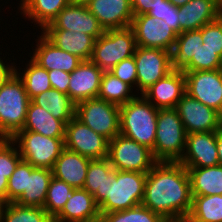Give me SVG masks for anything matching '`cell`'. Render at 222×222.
Instances as JSON below:
<instances>
[{
	"mask_svg": "<svg viewBox=\"0 0 222 222\" xmlns=\"http://www.w3.org/2000/svg\"><path fill=\"white\" fill-rule=\"evenodd\" d=\"M141 204L162 217L190 213L192 195L187 169L180 162L157 161L147 173Z\"/></svg>",
	"mask_w": 222,
	"mask_h": 222,
	"instance_id": "1",
	"label": "cell"
},
{
	"mask_svg": "<svg viewBox=\"0 0 222 222\" xmlns=\"http://www.w3.org/2000/svg\"><path fill=\"white\" fill-rule=\"evenodd\" d=\"M158 109L143 95L120 106V134L154 148Z\"/></svg>",
	"mask_w": 222,
	"mask_h": 222,
	"instance_id": "2",
	"label": "cell"
},
{
	"mask_svg": "<svg viewBox=\"0 0 222 222\" xmlns=\"http://www.w3.org/2000/svg\"><path fill=\"white\" fill-rule=\"evenodd\" d=\"M147 173L113 170L106 187V199L99 205L100 213L130 209L141 204Z\"/></svg>",
	"mask_w": 222,
	"mask_h": 222,
	"instance_id": "3",
	"label": "cell"
},
{
	"mask_svg": "<svg viewBox=\"0 0 222 222\" xmlns=\"http://www.w3.org/2000/svg\"><path fill=\"white\" fill-rule=\"evenodd\" d=\"M30 101L16 73L0 87V138L12 139L23 129Z\"/></svg>",
	"mask_w": 222,
	"mask_h": 222,
	"instance_id": "4",
	"label": "cell"
},
{
	"mask_svg": "<svg viewBox=\"0 0 222 222\" xmlns=\"http://www.w3.org/2000/svg\"><path fill=\"white\" fill-rule=\"evenodd\" d=\"M186 135L182 120L175 108L158 109L155 143L151 150L154 159L179 162L185 152Z\"/></svg>",
	"mask_w": 222,
	"mask_h": 222,
	"instance_id": "5",
	"label": "cell"
},
{
	"mask_svg": "<svg viewBox=\"0 0 222 222\" xmlns=\"http://www.w3.org/2000/svg\"><path fill=\"white\" fill-rule=\"evenodd\" d=\"M137 44L131 27L109 29L95 40L91 61L102 71H110L122 60L134 56Z\"/></svg>",
	"mask_w": 222,
	"mask_h": 222,
	"instance_id": "6",
	"label": "cell"
},
{
	"mask_svg": "<svg viewBox=\"0 0 222 222\" xmlns=\"http://www.w3.org/2000/svg\"><path fill=\"white\" fill-rule=\"evenodd\" d=\"M64 139L51 138L28 130H21L12 138L22 160L35 168L51 170L65 148Z\"/></svg>",
	"mask_w": 222,
	"mask_h": 222,
	"instance_id": "7",
	"label": "cell"
},
{
	"mask_svg": "<svg viewBox=\"0 0 222 222\" xmlns=\"http://www.w3.org/2000/svg\"><path fill=\"white\" fill-rule=\"evenodd\" d=\"M75 117L109 141L120 133V107L99 98L76 104Z\"/></svg>",
	"mask_w": 222,
	"mask_h": 222,
	"instance_id": "8",
	"label": "cell"
},
{
	"mask_svg": "<svg viewBox=\"0 0 222 222\" xmlns=\"http://www.w3.org/2000/svg\"><path fill=\"white\" fill-rule=\"evenodd\" d=\"M115 170L148 173L157 162L151 149L118 134L109 141L108 157Z\"/></svg>",
	"mask_w": 222,
	"mask_h": 222,
	"instance_id": "9",
	"label": "cell"
},
{
	"mask_svg": "<svg viewBox=\"0 0 222 222\" xmlns=\"http://www.w3.org/2000/svg\"><path fill=\"white\" fill-rule=\"evenodd\" d=\"M137 93L142 95L158 80L174 70L171 52L159 48L136 47ZM140 91V92H139Z\"/></svg>",
	"mask_w": 222,
	"mask_h": 222,
	"instance_id": "10",
	"label": "cell"
},
{
	"mask_svg": "<svg viewBox=\"0 0 222 222\" xmlns=\"http://www.w3.org/2000/svg\"><path fill=\"white\" fill-rule=\"evenodd\" d=\"M65 148L91 160L108 157L109 140L75 116L66 124Z\"/></svg>",
	"mask_w": 222,
	"mask_h": 222,
	"instance_id": "11",
	"label": "cell"
},
{
	"mask_svg": "<svg viewBox=\"0 0 222 222\" xmlns=\"http://www.w3.org/2000/svg\"><path fill=\"white\" fill-rule=\"evenodd\" d=\"M186 93L222 115V71H183Z\"/></svg>",
	"mask_w": 222,
	"mask_h": 222,
	"instance_id": "12",
	"label": "cell"
},
{
	"mask_svg": "<svg viewBox=\"0 0 222 222\" xmlns=\"http://www.w3.org/2000/svg\"><path fill=\"white\" fill-rule=\"evenodd\" d=\"M175 109L186 134L222 131V115L187 93L178 101Z\"/></svg>",
	"mask_w": 222,
	"mask_h": 222,
	"instance_id": "13",
	"label": "cell"
},
{
	"mask_svg": "<svg viewBox=\"0 0 222 222\" xmlns=\"http://www.w3.org/2000/svg\"><path fill=\"white\" fill-rule=\"evenodd\" d=\"M130 27L134 31L137 46L172 52L178 34L172 28L160 25L155 17L136 15Z\"/></svg>",
	"mask_w": 222,
	"mask_h": 222,
	"instance_id": "14",
	"label": "cell"
},
{
	"mask_svg": "<svg viewBox=\"0 0 222 222\" xmlns=\"http://www.w3.org/2000/svg\"><path fill=\"white\" fill-rule=\"evenodd\" d=\"M221 131L186 135V148L179 161L185 168H204L219 165L217 135Z\"/></svg>",
	"mask_w": 222,
	"mask_h": 222,
	"instance_id": "15",
	"label": "cell"
},
{
	"mask_svg": "<svg viewBox=\"0 0 222 222\" xmlns=\"http://www.w3.org/2000/svg\"><path fill=\"white\" fill-rule=\"evenodd\" d=\"M44 29H65L73 32H83L91 35L95 40L105 32L87 5L77 4H68L58 13L51 24Z\"/></svg>",
	"mask_w": 222,
	"mask_h": 222,
	"instance_id": "16",
	"label": "cell"
},
{
	"mask_svg": "<svg viewBox=\"0 0 222 222\" xmlns=\"http://www.w3.org/2000/svg\"><path fill=\"white\" fill-rule=\"evenodd\" d=\"M186 94V80L182 70L174 69L158 80L142 95L157 109H174Z\"/></svg>",
	"mask_w": 222,
	"mask_h": 222,
	"instance_id": "17",
	"label": "cell"
},
{
	"mask_svg": "<svg viewBox=\"0 0 222 222\" xmlns=\"http://www.w3.org/2000/svg\"><path fill=\"white\" fill-rule=\"evenodd\" d=\"M102 71L91 60L82 61L78 67L70 73L68 95L77 104L80 101L97 98Z\"/></svg>",
	"mask_w": 222,
	"mask_h": 222,
	"instance_id": "18",
	"label": "cell"
},
{
	"mask_svg": "<svg viewBox=\"0 0 222 222\" xmlns=\"http://www.w3.org/2000/svg\"><path fill=\"white\" fill-rule=\"evenodd\" d=\"M87 7L104 30L130 27L134 17L131 0H91Z\"/></svg>",
	"mask_w": 222,
	"mask_h": 222,
	"instance_id": "19",
	"label": "cell"
},
{
	"mask_svg": "<svg viewBox=\"0 0 222 222\" xmlns=\"http://www.w3.org/2000/svg\"><path fill=\"white\" fill-rule=\"evenodd\" d=\"M37 38L33 54L28 57L40 67L48 71L57 69L71 73L82 62L79 57L56 47L42 33Z\"/></svg>",
	"mask_w": 222,
	"mask_h": 222,
	"instance_id": "20",
	"label": "cell"
},
{
	"mask_svg": "<svg viewBox=\"0 0 222 222\" xmlns=\"http://www.w3.org/2000/svg\"><path fill=\"white\" fill-rule=\"evenodd\" d=\"M100 215L93 195L83 188H75L53 222H99Z\"/></svg>",
	"mask_w": 222,
	"mask_h": 222,
	"instance_id": "21",
	"label": "cell"
},
{
	"mask_svg": "<svg viewBox=\"0 0 222 222\" xmlns=\"http://www.w3.org/2000/svg\"><path fill=\"white\" fill-rule=\"evenodd\" d=\"M222 15V8L214 0H190L178 7L181 33L199 30Z\"/></svg>",
	"mask_w": 222,
	"mask_h": 222,
	"instance_id": "22",
	"label": "cell"
},
{
	"mask_svg": "<svg viewBox=\"0 0 222 222\" xmlns=\"http://www.w3.org/2000/svg\"><path fill=\"white\" fill-rule=\"evenodd\" d=\"M40 32L56 47L79 57L82 61L91 59L95 43L91 35L65 29H43Z\"/></svg>",
	"mask_w": 222,
	"mask_h": 222,
	"instance_id": "23",
	"label": "cell"
},
{
	"mask_svg": "<svg viewBox=\"0 0 222 222\" xmlns=\"http://www.w3.org/2000/svg\"><path fill=\"white\" fill-rule=\"evenodd\" d=\"M90 160L79 153L64 148L52 168L53 176L66 182L74 189L83 188Z\"/></svg>",
	"mask_w": 222,
	"mask_h": 222,
	"instance_id": "24",
	"label": "cell"
},
{
	"mask_svg": "<svg viewBox=\"0 0 222 222\" xmlns=\"http://www.w3.org/2000/svg\"><path fill=\"white\" fill-rule=\"evenodd\" d=\"M22 130L33 131L51 138H65L66 124L30 101Z\"/></svg>",
	"mask_w": 222,
	"mask_h": 222,
	"instance_id": "25",
	"label": "cell"
},
{
	"mask_svg": "<svg viewBox=\"0 0 222 222\" xmlns=\"http://www.w3.org/2000/svg\"><path fill=\"white\" fill-rule=\"evenodd\" d=\"M68 4L69 0H24L18 8L25 19L34 22L35 27L43 30Z\"/></svg>",
	"mask_w": 222,
	"mask_h": 222,
	"instance_id": "26",
	"label": "cell"
},
{
	"mask_svg": "<svg viewBox=\"0 0 222 222\" xmlns=\"http://www.w3.org/2000/svg\"><path fill=\"white\" fill-rule=\"evenodd\" d=\"M52 177V170L46 168H35L31 173H27L26 188L15 203L43 208Z\"/></svg>",
	"mask_w": 222,
	"mask_h": 222,
	"instance_id": "27",
	"label": "cell"
},
{
	"mask_svg": "<svg viewBox=\"0 0 222 222\" xmlns=\"http://www.w3.org/2000/svg\"><path fill=\"white\" fill-rule=\"evenodd\" d=\"M186 169L192 196L222 195V165Z\"/></svg>",
	"mask_w": 222,
	"mask_h": 222,
	"instance_id": "28",
	"label": "cell"
},
{
	"mask_svg": "<svg viewBox=\"0 0 222 222\" xmlns=\"http://www.w3.org/2000/svg\"><path fill=\"white\" fill-rule=\"evenodd\" d=\"M31 101L65 124L75 116L76 103L69 95L59 92L57 89L51 88L44 91L32 98Z\"/></svg>",
	"mask_w": 222,
	"mask_h": 222,
	"instance_id": "29",
	"label": "cell"
},
{
	"mask_svg": "<svg viewBox=\"0 0 222 222\" xmlns=\"http://www.w3.org/2000/svg\"><path fill=\"white\" fill-rule=\"evenodd\" d=\"M114 170L108 158L90 160L83 189L93 195L98 206L106 199V187Z\"/></svg>",
	"mask_w": 222,
	"mask_h": 222,
	"instance_id": "30",
	"label": "cell"
},
{
	"mask_svg": "<svg viewBox=\"0 0 222 222\" xmlns=\"http://www.w3.org/2000/svg\"><path fill=\"white\" fill-rule=\"evenodd\" d=\"M202 43V28L178 34L171 52L173 68L182 70L192 60L193 55H196Z\"/></svg>",
	"mask_w": 222,
	"mask_h": 222,
	"instance_id": "31",
	"label": "cell"
},
{
	"mask_svg": "<svg viewBox=\"0 0 222 222\" xmlns=\"http://www.w3.org/2000/svg\"><path fill=\"white\" fill-rule=\"evenodd\" d=\"M127 83L121 81L110 71H104L97 98L119 107L134 99L138 94Z\"/></svg>",
	"mask_w": 222,
	"mask_h": 222,
	"instance_id": "32",
	"label": "cell"
},
{
	"mask_svg": "<svg viewBox=\"0 0 222 222\" xmlns=\"http://www.w3.org/2000/svg\"><path fill=\"white\" fill-rule=\"evenodd\" d=\"M25 66L24 69H19L16 66V74L23 81L26 93L30 99L52 88L48 70L40 67L31 58L27 61Z\"/></svg>",
	"mask_w": 222,
	"mask_h": 222,
	"instance_id": "33",
	"label": "cell"
},
{
	"mask_svg": "<svg viewBox=\"0 0 222 222\" xmlns=\"http://www.w3.org/2000/svg\"><path fill=\"white\" fill-rule=\"evenodd\" d=\"M193 222H222V195L192 196Z\"/></svg>",
	"mask_w": 222,
	"mask_h": 222,
	"instance_id": "34",
	"label": "cell"
},
{
	"mask_svg": "<svg viewBox=\"0 0 222 222\" xmlns=\"http://www.w3.org/2000/svg\"><path fill=\"white\" fill-rule=\"evenodd\" d=\"M0 222H53V218L42 207L9 202L3 208Z\"/></svg>",
	"mask_w": 222,
	"mask_h": 222,
	"instance_id": "35",
	"label": "cell"
},
{
	"mask_svg": "<svg viewBox=\"0 0 222 222\" xmlns=\"http://www.w3.org/2000/svg\"><path fill=\"white\" fill-rule=\"evenodd\" d=\"M99 222H161L162 216L154 213L143 204L130 209L100 213Z\"/></svg>",
	"mask_w": 222,
	"mask_h": 222,
	"instance_id": "36",
	"label": "cell"
},
{
	"mask_svg": "<svg viewBox=\"0 0 222 222\" xmlns=\"http://www.w3.org/2000/svg\"><path fill=\"white\" fill-rule=\"evenodd\" d=\"M73 190L66 182L52 177L43 208L53 219L62 211Z\"/></svg>",
	"mask_w": 222,
	"mask_h": 222,
	"instance_id": "37",
	"label": "cell"
},
{
	"mask_svg": "<svg viewBox=\"0 0 222 222\" xmlns=\"http://www.w3.org/2000/svg\"><path fill=\"white\" fill-rule=\"evenodd\" d=\"M222 58L214 50H210L205 45H200L196 55L182 69V71H203L221 69Z\"/></svg>",
	"mask_w": 222,
	"mask_h": 222,
	"instance_id": "38",
	"label": "cell"
},
{
	"mask_svg": "<svg viewBox=\"0 0 222 222\" xmlns=\"http://www.w3.org/2000/svg\"><path fill=\"white\" fill-rule=\"evenodd\" d=\"M35 169L34 166L25 160H21L15 171L8 179L7 187V203L15 202L24 192L27 182V173H31Z\"/></svg>",
	"mask_w": 222,
	"mask_h": 222,
	"instance_id": "39",
	"label": "cell"
},
{
	"mask_svg": "<svg viewBox=\"0 0 222 222\" xmlns=\"http://www.w3.org/2000/svg\"><path fill=\"white\" fill-rule=\"evenodd\" d=\"M21 160L16 143L12 139L0 138V174H12Z\"/></svg>",
	"mask_w": 222,
	"mask_h": 222,
	"instance_id": "40",
	"label": "cell"
},
{
	"mask_svg": "<svg viewBox=\"0 0 222 222\" xmlns=\"http://www.w3.org/2000/svg\"><path fill=\"white\" fill-rule=\"evenodd\" d=\"M147 14L155 17L160 25L172 28L177 34L181 33L178 7L174 6L169 0H163L162 4L151 8Z\"/></svg>",
	"mask_w": 222,
	"mask_h": 222,
	"instance_id": "41",
	"label": "cell"
},
{
	"mask_svg": "<svg viewBox=\"0 0 222 222\" xmlns=\"http://www.w3.org/2000/svg\"><path fill=\"white\" fill-rule=\"evenodd\" d=\"M202 45L222 58V15L202 27Z\"/></svg>",
	"mask_w": 222,
	"mask_h": 222,
	"instance_id": "42",
	"label": "cell"
},
{
	"mask_svg": "<svg viewBox=\"0 0 222 222\" xmlns=\"http://www.w3.org/2000/svg\"><path fill=\"white\" fill-rule=\"evenodd\" d=\"M110 72L133 89H136L135 91L137 92V70L134 56L122 60Z\"/></svg>",
	"mask_w": 222,
	"mask_h": 222,
	"instance_id": "43",
	"label": "cell"
},
{
	"mask_svg": "<svg viewBox=\"0 0 222 222\" xmlns=\"http://www.w3.org/2000/svg\"><path fill=\"white\" fill-rule=\"evenodd\" d=\"M50 84L53 89H57L59 92L68 95V85L70 81V73L62 70H50L48 71Z\"/></svg>",
	"mask_w": 222,
	"mask_h": 222,
	"instance_id": "44",
	"label": "cell"
},
{
	"mask_svg": "<svg viewBox=\"0 0 222 222\" xmlns=\"http://www.w3.org/2000/svg\"><path fill=\"white\" fill-rule=\"evenodd\" d=\"M163 0H131V7L134 16L147 14L151 8L162 4Z\"/></svg>",
	"mask_w": 222,
	"mask_h": 222,
	"instance_id": "45",
	"label": "cell"
},
{
	"mask_svg": "<svg viewBox=\"0 0 222 222\" xmlns=\"http://www.w3.org/2000/svg\"><path fill=\"white\" fill-rule=\"evenodd\" d=\"M0 55H2V52ZM3 59L0 56V87L16 73V65H14L15 62L10 63L11 65H9L7 60L5 61V58Z\"/></svg>",
	"mask_w": 222,
	"mask_h": 222,
	"instance_id": "46",
	"label": "cell"
},
{
	"mask_svg": "<svg viewBox=\"0 0 222 222\" xmlns=\"http://www.w3.org/2000/svg\"><path fill=\"white\" fill-rule=\"evenodd\" d=\"M161 222H193L190 214H180L162 217Z\"/></svg>",
	"mask_w": 222,
	"mask_h": 222,
	"instance_id": "47",
	"label": "cell"
},
{
	"mask_svg": "<svg viewBox=\"0 0 222 222\" xmlns=\"http://www.w3.org/2000/svg\"><path fill=\"white\" fill-rule=\"evenodd\" d=\"M11 174H0V198H2L7 203V187L8 179Z\"/></svg>",
	"mask_w": 222,
	"mask_h": 222,
	"instance_id": "48",
	"label": "cell"
},
{
	"mask_svg": "<svg viewBox=\"0 0 222 222\" xmlns=\"http://www.w3.org/2000/svg\"><path fill=\"white\" fill-rule=\"evenodd\" d=\"M216 145L218 151L219 165H222V131L217 135Z\"/></svg>",
	"mask_w": 222,
	"mask_h": 222,
	"instance_id": "49",
	"label": "cell"
},
{
	"mask_svg": "<svg viewBox=\"0 0 222 222\" xmlns=\"http://www.w3.org/2000/svg\"><path fill=\"white\" fill-rule=\"evenodd\" d=\"M174 6L180 7L188 3L190 0H169Z\"/></svg>",
	"mask_w": 222,
	"mask_h": 222,
	"instance_id": "50",
	"label": "cell"
},
{
	"mask_svg": "<svg viewBox=\"0 0 222 222\" xmlns=\"http://www.w3.org/2000/svg\"><path fill=\"white\" fill-rule=\"evenodd\" d=\"M70 4L87 5L91 0H69Z\"/></svg>",
	"mask_w": 222,
	"mask_h": 222,
	"instance_id": "51",
	"label": "cell"
},
{
	"mask_svg": "<svg viewBox=\"0 0 222 222\" xmlns=\"http://www.w3.org/2000/svg\"><path fill=\"white\" fill-rule=\"evenodd\" d=\"M5 204H6V202L2 198H0V220L2 217V211H3Z\"/></svg>",
	"mask_w": 222,
	"mask_h": 222,
	"instance_id": "52",
	"label": "cell"
},
{
	"mask_svg": "<svg viewBox=\"0 0 222 222\" xmlns=\"http://www.w3.org/2000/svg\"><path fill=\"white\" fill-rule=\"evenodd\" d=\"M222 8V0H214Z\"/></svg>",
	"mask_w": 222,
	"mask_h": 222,
	"instance_id": "53",
	"label": "cell"
}]
</instances>
